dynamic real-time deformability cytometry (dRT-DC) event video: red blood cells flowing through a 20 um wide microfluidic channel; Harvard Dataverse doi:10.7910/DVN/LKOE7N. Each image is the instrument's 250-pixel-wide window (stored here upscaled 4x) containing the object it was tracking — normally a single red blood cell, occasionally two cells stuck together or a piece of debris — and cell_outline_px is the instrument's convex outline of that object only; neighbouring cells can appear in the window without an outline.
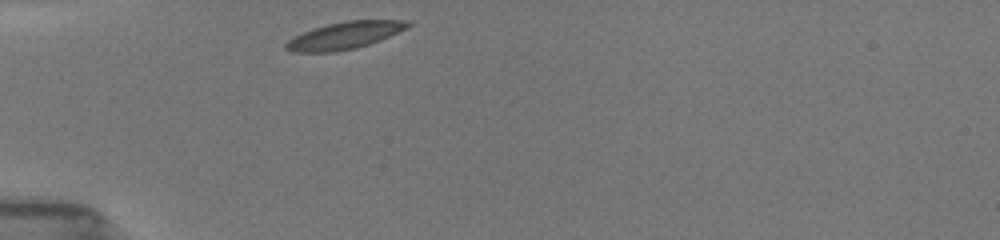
{"species": "common noctule bat (a hibernating species)", "species_latin": "Nyctalus noctula", "temperature_condition": "room temperature", "stored_images_in_passage": 30, "camera_frame_rate_fps": 3000, "um_per_image_px": 0.085, "animal": {"sex": "female", "body_mass_g": 19.5, "forearm_length_mm": 54.1}, "frame": {"image": 1, "passage_image": 1, "time_ms": 0.0, "image_size_px": [1000, 240], "cell_outline_px": [[412, 24], [408, 28], [380, 40], [356, 48], [336, 52], [292, 52], [284, 48], [284, 44], [292, 36], [312, 28], [344, 20], [412, 20]], "centroid_in_image_um": [29.28, 3.01], "position_along_channel_um": 55.7, "area_um2": 19.59}}
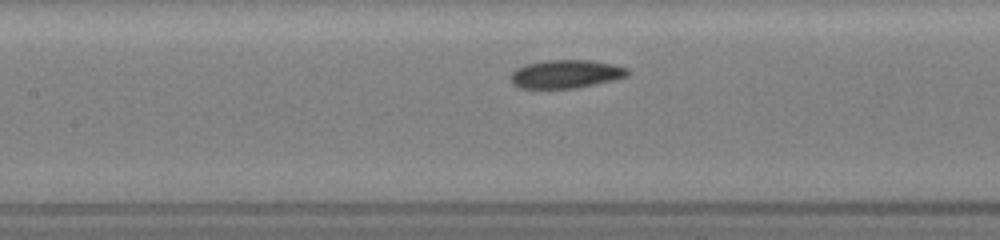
{"frame": {"image": 2, "passage_image": 10, "time_ms": 3.0, "image_size_px": [1000, 240], "cell_outline_px": [[632, 72], [628, 76], [612, 80], [576, 88], [520, 88], [512, 84], [508, 76], [516, 68], [524, 64], [544, 60], [588, 60], [612, 64], [628, 68]], "centroid_in_image_um": [48.06, 6.28], "position_along_channel_um": 159.3, "area_um2": 19.48}}
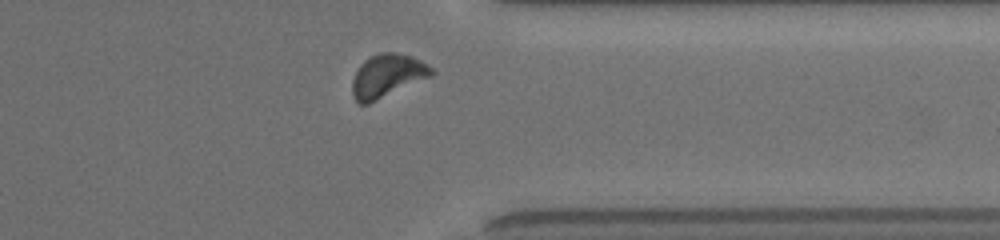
{"frame": {"image": 3, "passage_image": 27, "time_ms": 8.667, "image_size_px": [1000, 240], "cell_outline_px": [[436, 72], [432, 76], [368, 104], [360, 104], [356, 100], [352, 92], [352, 80], [360, 64], [364, 60], [380, 52], [396, 52], [412, 56], [420, 60], [432, 68]], "centroid_in_image_um": [32.93, 6.43], "position_along_channel_um": 378.5, "area_um2": 19.88}, "authors_computed_cell_mechanics": {"area_um2": 19.3052, "velocity_mm_per_s": 3.9134, "shape_relaxation_time_tau1_ms": 2.5775, "shape_relaxation_time_tau2_ms": 5.1791, "deformation_change_tau1": 0.0997, "deformation_change_tau2": 0.1034}}